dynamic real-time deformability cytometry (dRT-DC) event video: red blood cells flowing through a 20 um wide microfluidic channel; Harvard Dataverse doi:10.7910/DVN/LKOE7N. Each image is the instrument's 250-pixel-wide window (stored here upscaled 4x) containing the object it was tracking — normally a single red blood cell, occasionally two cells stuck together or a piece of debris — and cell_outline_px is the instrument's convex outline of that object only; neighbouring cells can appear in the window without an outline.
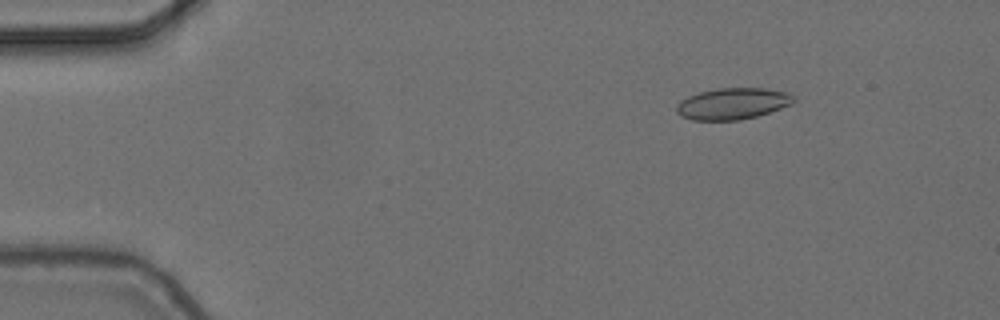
{"species": "common noctule bat (a hibernating species)", "species_latin": "Nyctalus noctula", "temperature_condition": "cold", "stored_images_in_passage": 6, "camera_frame_rate_fps": 3000, "um_per_image_px": 0.085, "animal": {"sex": "female", "body_mass_g": 24.6, "forearm_length_mm": 56.2}, "frame": {"image": 1, "passage_image": 3, "time_ms": 0.667, "image_size_px": [1000, 320], "cell_outline_px": [[796, 100], [792, 104], [756, 116], [740, 120], [692, 120], [680, 116], [676, 112], [676, 104], [680, 100], [688, 96], [700, 92], [716, 88], [764, 88], [792, 92], [796, 96]], "centroid_in_image_um": [62.29, 8.8], "position_along_channel_um": 22.7, "area_um2": 21.73}}
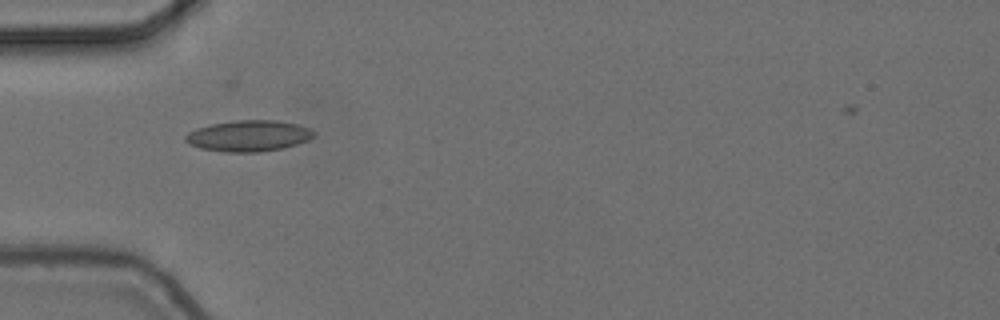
{"frame": {"image": 2, "passage_image": 5, "time_ms": 1.333, "image_size_px": [1000, 320], "cell_outline_px": [[316, 136], [308, 140], [284, 148], [260, 152], [224, 152], [200, 148], [184, 140], [184, 136], [188, 132], [196, 128], [212, 124], [236, 120], [276, 120], [296, 124], [308, 128], [316, 132]], "centroid_in_image_um": [21.15, 11.55], "position_along_channel_um": 63.9, "area_um2": 23.29}}